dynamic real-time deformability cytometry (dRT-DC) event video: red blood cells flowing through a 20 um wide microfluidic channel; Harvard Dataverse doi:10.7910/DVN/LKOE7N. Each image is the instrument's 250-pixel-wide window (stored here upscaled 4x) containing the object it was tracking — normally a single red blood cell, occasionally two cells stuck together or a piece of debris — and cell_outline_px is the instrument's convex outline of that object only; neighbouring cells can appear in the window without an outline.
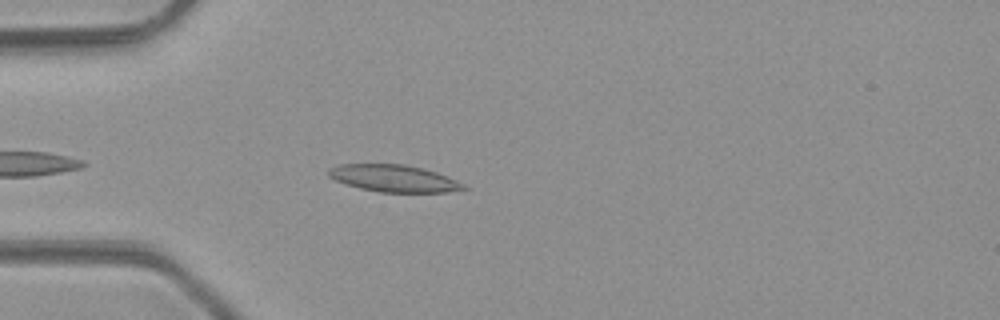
{"species": "common noctule bat (a hibernating species)", "species_latin": "Nyctalus noctula", "temperature_condition": "room temperature", "stored_images_in_passage": 4, "camera_frame_rate_fps": 3000, "um_per_image_px": 0.085, "animal": {"sex": "male", "body_mass_g": 23.1, "forearm_length_mm": 52.7}, "frame": {"image": 1, "passage_image": 4, "time_ms": 3.667, "image_size_px": [1000, 320], "cell_outline_px": [[468, 188], [448, 192], [380, 192], [360, 188], [336, 180], [328, 176], [328, 168], [340, 164], [404, 164], [436, 172], [448, 176], [464, 184]], "centroid_in_image_um": [33.48, 15.16], "position_along_channel_um": 51.5, "area_um2": 21.1}}